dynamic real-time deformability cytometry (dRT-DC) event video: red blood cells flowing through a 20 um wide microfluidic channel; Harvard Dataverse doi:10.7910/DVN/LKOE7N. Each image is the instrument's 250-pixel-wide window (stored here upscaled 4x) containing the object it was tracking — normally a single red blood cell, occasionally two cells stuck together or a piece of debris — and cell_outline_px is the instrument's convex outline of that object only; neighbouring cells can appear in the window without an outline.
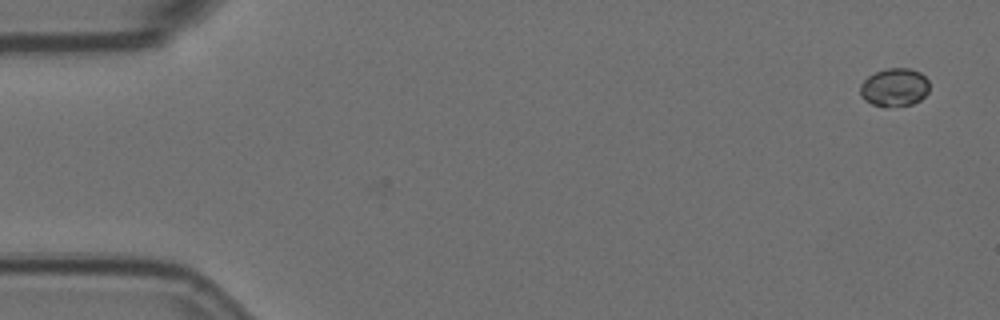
{"species": "Egyptian fruit bat (a non-hibernating species)", "species_latin": "Rousettus aegyptiacus", "temperature_condition": "room temperature", "stored_images_in_passage": 15, "camera_frame_rate_fps": 3000, "um_per_image_px": 0.085, "animal": {"sex": "female"}, "frame": {"image": 1, "passage_image": 1, "time_ms": 0.0, "image_size_px": [1000, 320], "cell_outline_px": [[928, 92], [920, 100], [912, 104], [884, 108], [872, 104], [864, 100], [860, 96], [860, 84], [868, 76], [884, 68], [908, 68], [920, 72], [928, 80]], "centroid_in_image_um": [76.0, 7.43], "position_along_channel_um": 9.0, "area_um2": 15.61}}
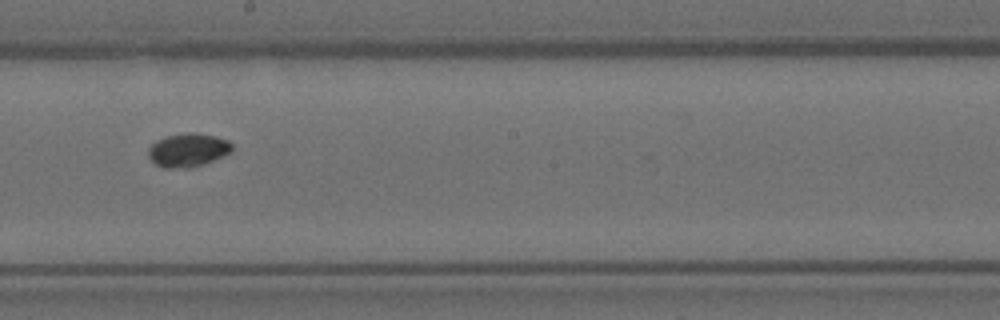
{"frame": {"image": 2, "passage_image": 9, "time_ms": 2.667, "image_size_px": [1000, 320], "cell_outline_px": [[232, 152], [212, 160], [188, 168], [164, 168], [156, 164], [148, 156], [148, 148], [156, 140], [168, 136], [216, 136], [228, 140], [232, 144]], "centroid_in_image_um": [15.95, 12.81], "position_along_channel_um": 232.2, "area_um2": 15.43}}
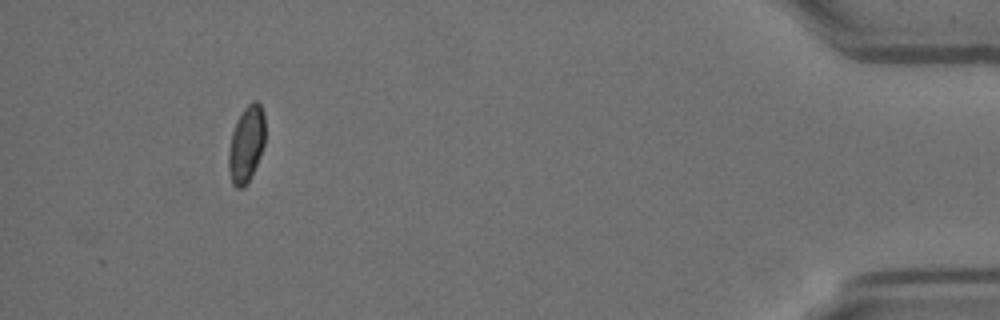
{"frame": {"image": 3, "passage_image": 15, "time_ms": 4.667, "image_size_px": [1000, 320], "cell_outline_px": [[264, 144], [260, 156], [244, 188], [236, 188], [232, 184], [228, 168], [228, 152], [232, 132], [236, 120], [244, 108], [252, 100], [256, 100], [260, 104], [264, 112]], "centroid_in_image_um": [20.92, 12.22], "position_along_channel_um": 414.3, "area_um2": 16.24}}